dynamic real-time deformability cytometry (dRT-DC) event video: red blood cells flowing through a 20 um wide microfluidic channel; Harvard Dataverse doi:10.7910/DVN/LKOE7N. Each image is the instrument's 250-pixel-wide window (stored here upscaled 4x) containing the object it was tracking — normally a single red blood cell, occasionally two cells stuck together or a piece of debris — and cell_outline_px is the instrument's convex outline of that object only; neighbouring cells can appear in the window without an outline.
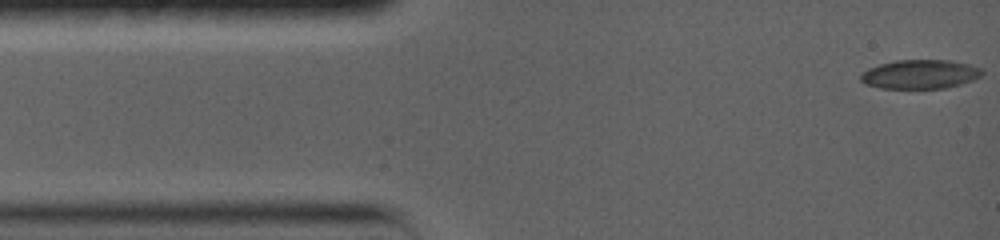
{"species": "common noctule bat (a hibernating species)", "species_latin": "Nyctalus noctula", "temperature_condition": "warm", "stored_images_in_passage": 31, "camera_frame_rate_fps": 5000, "um_per_image_px": 0.085, "animal": {"sex": "female", "body_mass_g": 19.0, "forearm_length_mm": 56.7}, "frame": {"image": 1, "passage_image": 1, "time_ms": 0.0, "image_size_px": [1000, 240], "cell_outline_px": [[984, 72], [980, 76], [972, 80], [960, 84], [944, 88], [880, 88], [864, 84], [860, 80], [860, 76], [868, 68], [880, 64], [896, 60], [952, 60], [968, 64], [980, 68]], "centroid_in_image_um": [78.19, 6.31], "position_along_channel_um": 6.8, "area_um2": 20.46}}
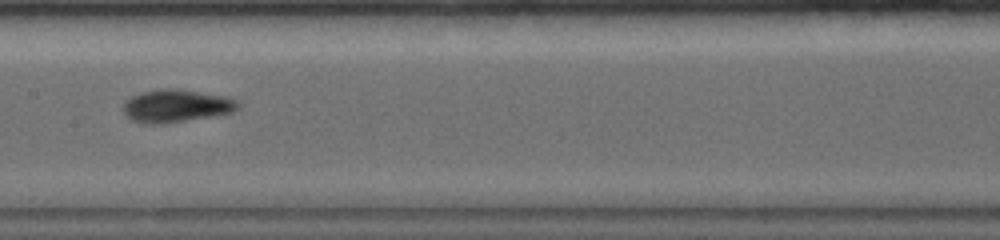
{"frame": {"image": 2, "passage_image": 13, "time_ms": 7.2, "image_size_px": [1000, 240], "cell_outline_px": [[240, 108], [232, 112], [160, 124], [144, 124], [132, 120], [124, 112], [124, 104], [132, 96], [140, 92], [160, 88], [176, 88], [220, 96], [236, 100], [240, 104]], "centroid_in_image_um": [14.94, 8.99], "position_along_channel_um": 192.5, "area_um2": 21.44}}
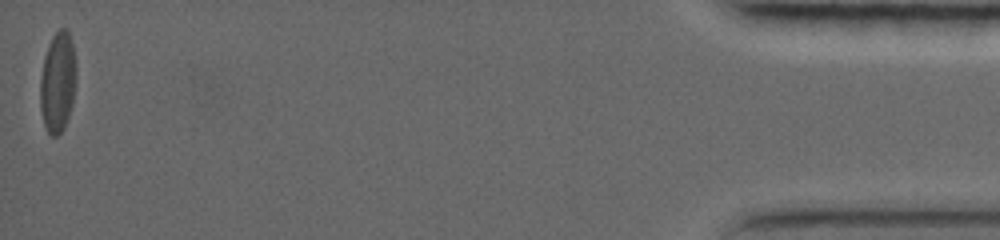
{"frame": {"image": 3, "passage_image": 31, "time_ms": 17.4, "image_size_px": [1000, 240], "cell_outline_px": [[76, 80], [72, 104], [64, 128], [56, 136], [52, 136], [48, 132], [44, 124], [40, 108], [40, 80], [44, 56], [48, 44], [52, 36], [60, 28], [68, 28], [72, 44], [76, 68]], "centroid_in_image_um": [4.9, 6.95], "position_along_channel_um": 430.3, "area_um2": 21.15}, "authors_computed_cell_mechanics": {"area_um2": 20.4034, "velocity_mm_per_s": 3.6362, "shape_relaxation_time_tau1_ms": 7.9817, "shape_relaxation_time_tau2_ms": 2.3353, "deformation_change_tau1": 0.1757, "deformation_change_tau2": 0.0682}}